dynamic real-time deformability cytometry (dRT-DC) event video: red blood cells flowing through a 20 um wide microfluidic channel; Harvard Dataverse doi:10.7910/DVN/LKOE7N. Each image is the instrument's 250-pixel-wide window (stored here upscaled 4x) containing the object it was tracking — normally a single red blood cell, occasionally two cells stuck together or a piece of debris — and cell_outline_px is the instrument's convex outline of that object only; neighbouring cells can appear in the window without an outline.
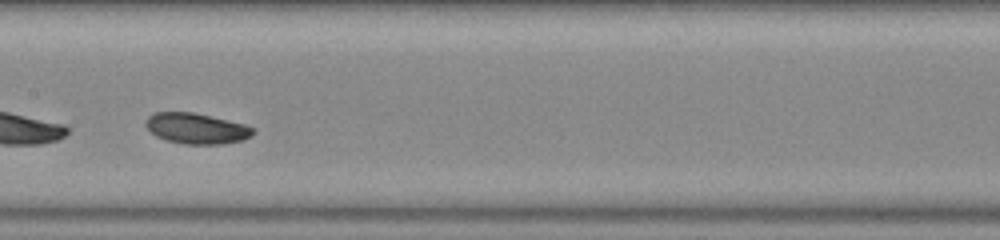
{"species": "common noctule bat (a hibernating species)", "species_latin": "Nyctalus noctula", "temperature_condition": "warm", "stored_images_in_passage": 24, "camera_frame_rate_fps": 3000, "um_per_image_px": 0.085, "animal": {"sex": "female", "body_mass_g": 23.0, "forearm_length_mm": 53.4}, "frame": {"image": 1, "passage_image": 14, "time_ms": 4.333, "image_size_px": [1000, 240], "cell_outline_px": [[256, 132], [252, 136], [244, 140], [220, 144], [184, 144], [168, 140], [156, 136], [144, 124], [144, 120], [148, 116], [156, 112], [192, 112], [244, 124], [252, 128]], "centroid_in_image_um": [16.69, 10.92], "position_along_channel_um": 190.7, "area_um2": 19.07}}